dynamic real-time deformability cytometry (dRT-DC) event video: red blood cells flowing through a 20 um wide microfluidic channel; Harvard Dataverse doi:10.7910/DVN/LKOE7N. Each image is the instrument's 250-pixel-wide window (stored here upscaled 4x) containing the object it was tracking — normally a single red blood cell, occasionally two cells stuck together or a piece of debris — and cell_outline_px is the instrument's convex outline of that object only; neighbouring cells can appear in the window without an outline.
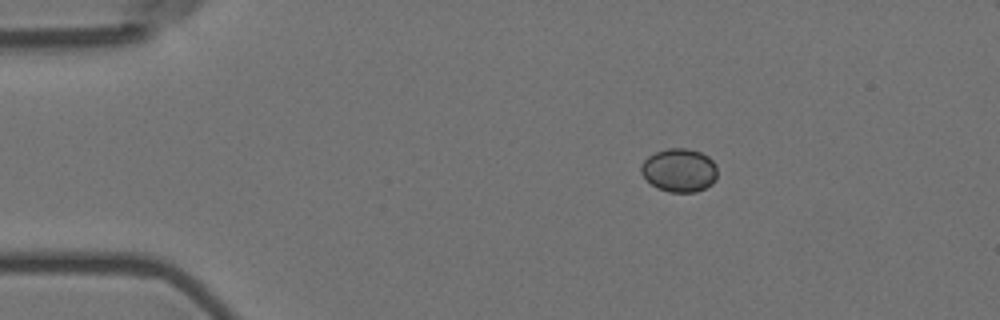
{"species": "Egyptian fruit bat (a non-hibernating species)", "species_latin": "Rousettus aegyptiacus", "temperature_condition": "room temperature", "stored_images_in_passage": 3, "camera_frame_rate_fps": 3000, "um_per_image_px": 0.085, "animal": {"sex": "female"}, "frame": {"image": 1, "passage_image": 1, "time_ms": 0.0, "image_size_px": [1000, 320], "cell_outline_px": [[716, 180], [712, 184], [696, 192], [668, 192], [656, 188], [640, 172], [640, 168], [644, 160], [648, 156], [656, 152], [668, 148], [688, 148], [700, 152], [708, 156], [716, 164]], "centroid_in_image_um": [57.74, 14.47], "position_along_channel_um": 27.3, "area_um2": 19.36}}